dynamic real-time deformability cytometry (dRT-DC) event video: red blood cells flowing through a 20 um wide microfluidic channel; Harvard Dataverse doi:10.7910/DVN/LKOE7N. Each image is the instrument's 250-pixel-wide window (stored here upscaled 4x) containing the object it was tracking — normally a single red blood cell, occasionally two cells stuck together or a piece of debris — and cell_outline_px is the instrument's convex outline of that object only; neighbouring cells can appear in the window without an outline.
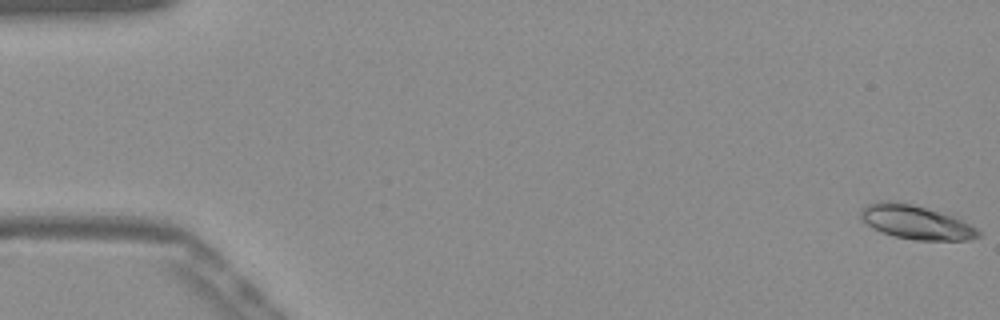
{"species": "Egyptian fruit bat (a non-hibernating species)", "species_latin": "Rousettus aegyptiacus", "temperature_condition": "warm", "stored_images_in_passage": 53, "camera_frame_rate_fps": 3000, "um_per_image_px": 0.085, "frame": {"image": 1, "passage_image": 1, "time_ms": 0.0, "image_size_px": [1000, 320], "cell_outline_px": [[980, 236], [968, 240], [916, 240], [896, 236], [880, 232], [872, 228], [860, 216], [860, 212], [868, 204], [884, 200], [888, 200], [912, 204], [952, 216], [976, 228], [980, 232]], "centroid_in_image_um": [77.84, 18.89], "position_along_channel_um": 7.2, "area_um2": 22.77}}
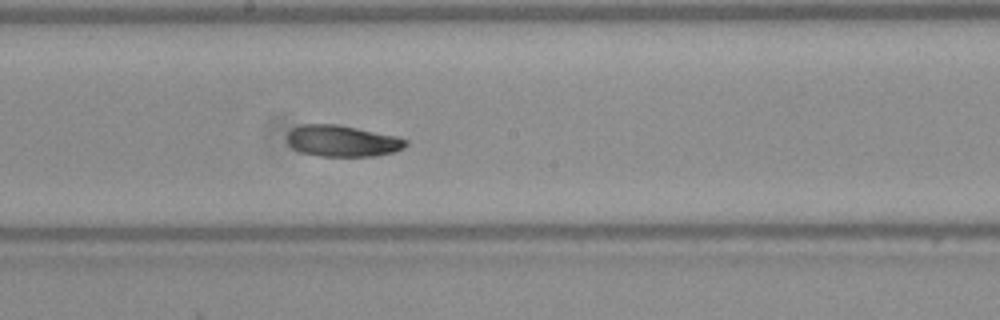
{"frame": {"image": 2, "passage_image": 29, "time_ms": 9.333, "image_size_px": [1000, 320], "cell_outline_px": [[408, 144], [404, 148], [392, 152], [376, 156], [320, 156], [300, 152], [292, 148], [288, 144], [288, 132], [292, 128], [300, 124], [336, 124], [396, 136], [408, 140]], "centroid_in_image_um": [29.08, 11.98], "position_along_channel_um": 219.1, "area_um2": 21.68}}
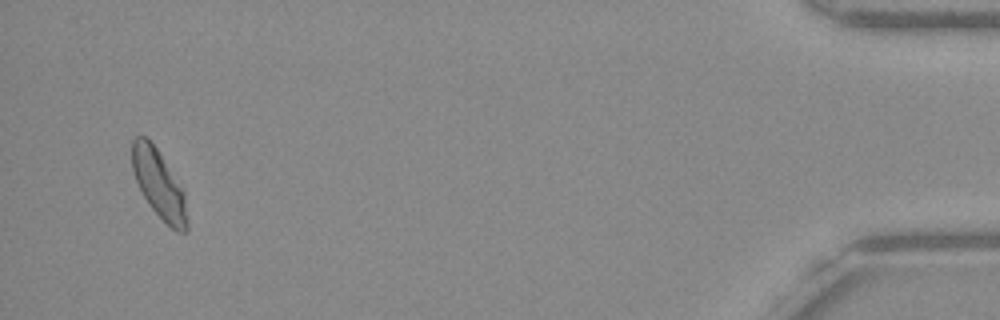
{"frame": {"image": 3, "passage_image": 51, "time_ms": 16.667, "image_size_px": [1000, 320], "cell_outline_px": [[188, 232], [176, 232], [148, 204], [136, 180], [132, 168], [132, 140], [136, 136], [144, 136], [156, 148], [184, 188], [188, 220]], "centroid_in_image_um": [13.55, 15.68], "position_along_channel_um": 421.7, "area_um2": 21.85}, "authors_computed_cell_mechanics": {"area_um2": 22.0796, "velocity_mm_per_s": 3.8696, "shape_relaxation_time_tau1_ms": 5.5021, "shape_relaxation_time_tau2_ms": 6.5199, "deformation_change_tau1": 0.1493, "deformation_change_tau2": 0.1104}}